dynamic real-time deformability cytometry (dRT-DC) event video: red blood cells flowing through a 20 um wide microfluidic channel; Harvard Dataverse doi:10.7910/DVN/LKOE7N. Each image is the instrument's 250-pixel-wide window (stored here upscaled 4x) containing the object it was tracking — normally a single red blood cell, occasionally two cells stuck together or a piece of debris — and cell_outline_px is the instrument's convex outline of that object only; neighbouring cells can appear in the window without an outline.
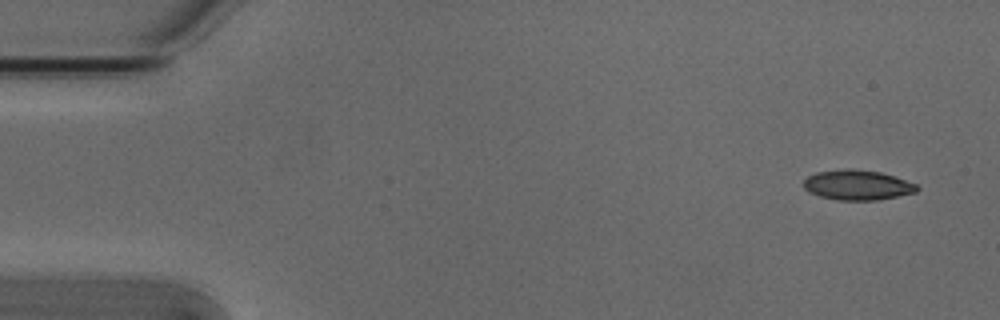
{"species": "Egyptian fruit bat (a non-hibernating species)", "species_latin": "Rousettus aegyptiacus", "temperature_condition": "cold", "stored_images_in_passage": 5, "camera_frame_rate_fps": 3000, "um_per_image_px": 0.085, "animal": {"sex": "male"}, "frame": {"image": 1, "passage_image": 1, "time_ms": 0.0, "image_size_px": [1000, 320], "cell_outline_px": [[920, 188], [916, 192], [876, 200], [836, 200], [820, 196], [808, 192], [804, 188], [804, 180], [808, 176], [816, 172], [848, 168], [852, 168], [880, 172], [896, 176], [916, 184]], "centroid_in_image_um": [72.87, 15.72], "position_along_channel_um": 12.1, "area_um2": 19.88}}
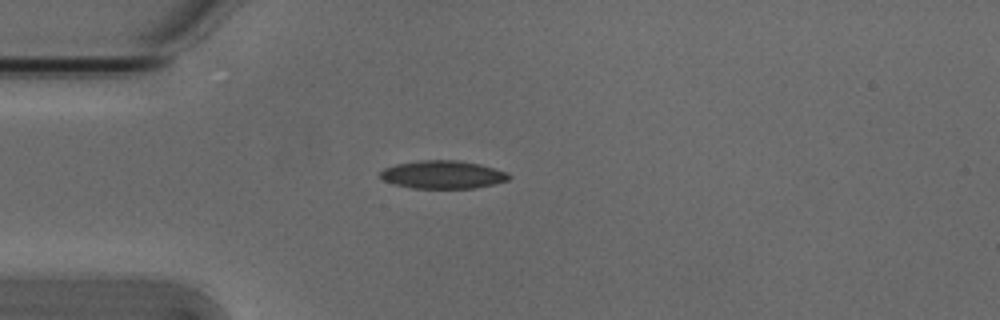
{"frame": {"image": 2, "passage_image": 4, "time_ms": 1.0, "image_size_px": [1000, 320], "cell_outline_px": [[512, 176], [508, 180], [476, 188], [412, 188], [396, 184], [384, 180], [380, 176], [380, 172], [384, 168], [396, 164], [420, 160], [460, 160], [480, 164], [508, 172]], "centroid_in_image_um": [37.67, 14.83], "position_along_channel_um": 47.3, "area_um2": 20.98}}